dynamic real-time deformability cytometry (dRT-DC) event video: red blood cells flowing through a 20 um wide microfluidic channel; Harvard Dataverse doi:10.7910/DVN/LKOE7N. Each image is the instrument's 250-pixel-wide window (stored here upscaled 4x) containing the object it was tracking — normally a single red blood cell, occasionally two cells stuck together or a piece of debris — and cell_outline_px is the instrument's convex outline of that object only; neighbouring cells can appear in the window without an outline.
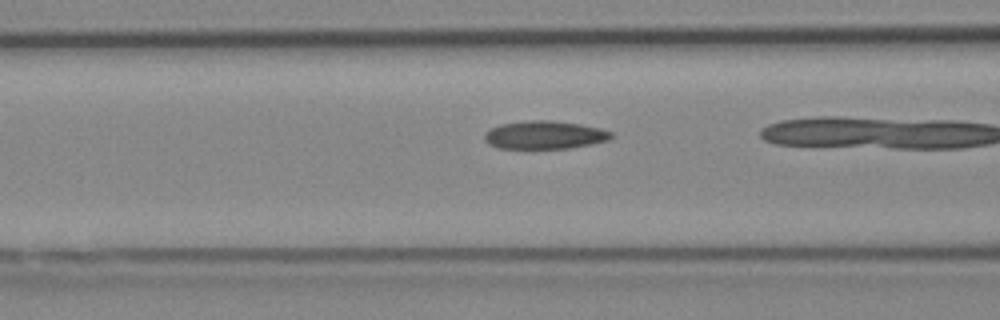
{"species": "Egyptian fruit bat (a non-hibernating species)", "species_latin": "Rousettus aegyptiacus", "temperature_condition": "cold", "stored_images_in_passage": 10, "camera_frame_rate_fps": 3000, "um_per_image_px": 0.085, "animal": {"sex": "female"}, "frame": {"image": 1, "passage_image": 5, "time_ms": 1.333, "image_size_px": [1000, 320], "cell_outline_px": [[616, 136], [608, 140], [592, 144], [572, 148], [500, 148], [488, 144], [484, 140], [484, 136], [492, 128], [500, 124], [528, 120], [548, 120], [580, 124], [600, 128], [612, 132]], "centroid_in_image_um": [46.34, 11.47], "position_along_channel_um": 120.3, "area_um2": 20.75}}